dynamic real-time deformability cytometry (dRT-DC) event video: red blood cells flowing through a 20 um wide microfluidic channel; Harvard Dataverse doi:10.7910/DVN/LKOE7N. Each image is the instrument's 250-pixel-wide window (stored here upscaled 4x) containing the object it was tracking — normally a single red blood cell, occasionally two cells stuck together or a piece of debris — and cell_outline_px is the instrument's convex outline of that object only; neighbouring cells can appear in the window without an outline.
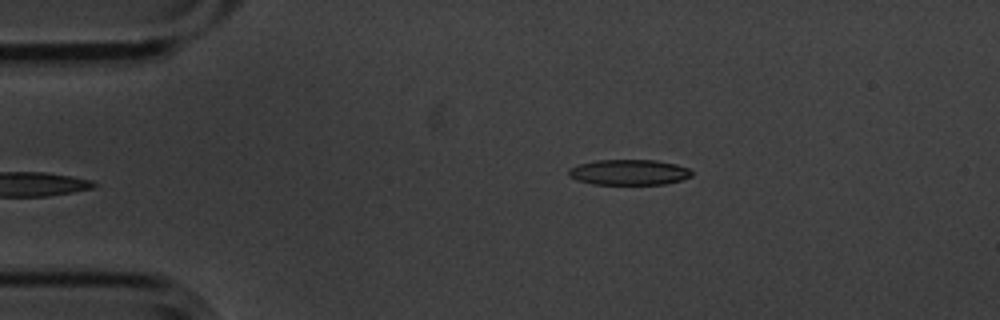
{"species": "common noctule bat (a hibernating species)", "species_latin": "Nyctalus noctula", "temperature_condition": "cold", "stored_images_in_passage": 5, "camera_frame_rate_fps": 3000, "um_per_image_px": 0.085, "animal": {"sex": "male", "body_mass_g": 20.1, "forearm_length_mm": 53.5}, "frame": {"image": 1, "passage_image": 5, "time_ms": 1.333, "image_size_px": [1000, 320], "cell_outline_px": [[692, 176], [680, 180], [664, 184], [592, 184], [576, 180], [568, 176], [568, 168], [580, 164], [596, 160], [656, 160], [676, 164], [688, 168], [692, 172]], "centroid_in_image_um": [53.44, 14.64], "position_along_channel_um": 31.6, "area_um2": 18.32}}